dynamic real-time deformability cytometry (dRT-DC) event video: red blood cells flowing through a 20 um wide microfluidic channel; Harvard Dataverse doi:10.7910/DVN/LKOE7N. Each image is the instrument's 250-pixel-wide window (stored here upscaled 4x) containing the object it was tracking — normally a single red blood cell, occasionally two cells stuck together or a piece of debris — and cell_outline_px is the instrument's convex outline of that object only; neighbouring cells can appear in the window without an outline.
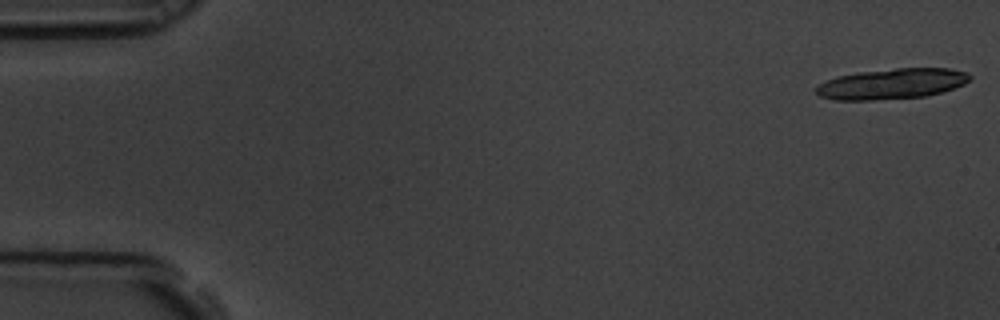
{"species": "common noctule bat (a hibernating species)", "species_latin": "Nyctalus noctula", "temperature_condition": "room temperature", "stored_images_in_passage": 23, "camera_frame_rate_fps": 3000, "um_per_image_px": 0.085, "animal": {"sex": "male", "body_mass_g": 19.5, "forearm_length_mm": 54.6}, "frame": {"image": 1, "passage_image": 1, "time_ms": 0.0, "image_size_px": [1000, 320], "cell_outline_px": [[972, 76], [964, 84], [940, 92], [924, 96], [872, 100], [832, 100], [820, 96], [816, 92], [816, 88], [820, 84], [836, 76], [860, 72], [896, 68], [948, 68], [968, 72]], "centroid_in_image_um": [75.8, 7.12], "position_along_channel_um": 9.2, "area_um2": 27.11}}